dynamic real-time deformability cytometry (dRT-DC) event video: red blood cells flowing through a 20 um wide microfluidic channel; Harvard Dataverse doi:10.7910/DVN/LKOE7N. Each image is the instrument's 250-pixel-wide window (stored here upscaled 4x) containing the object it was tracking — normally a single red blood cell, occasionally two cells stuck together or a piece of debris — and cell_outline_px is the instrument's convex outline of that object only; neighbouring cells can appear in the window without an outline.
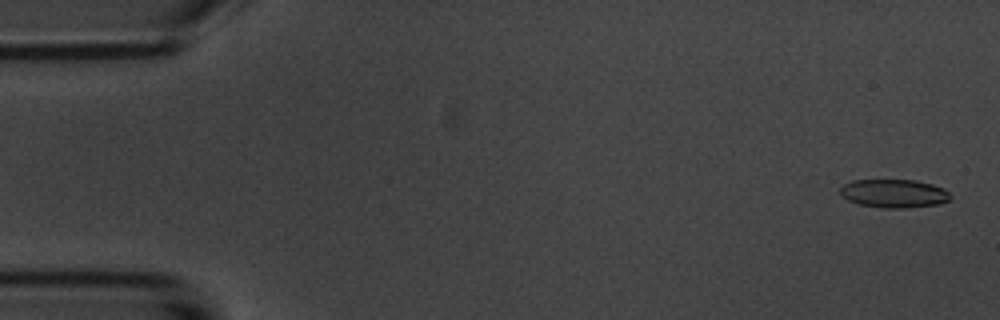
{"species": "common noctule bat (a hibernating species)", "species_latin": "Nyctalus noctula", "temperature_condition": "room temperature", "stored_images_in_passage": 4, "camera_frame_rate_fps": 3000, "um_per_image_px": 0.085, "animal": {"sex": "male", "body_mass_g": 20.1, "forearm_length_mm": 53.5}, "frame": {"image": 1, "passage_image": 1, "time_ms": 0.0, "image_size_px": [1000, 320], "cell_outline_px": [[948, 200], [940, 204], [904, 208], [884, 208], [860, 204], [848, 200], [840, 192], [840, 188], [844, 184], [852, 180], [916, 180], [932, 184], [944, 188], [948, 192]], "centroid_in_image_um": [75.98, 16.44], "position_along_channel_um": 9.0, "area_um2": 18.09}}
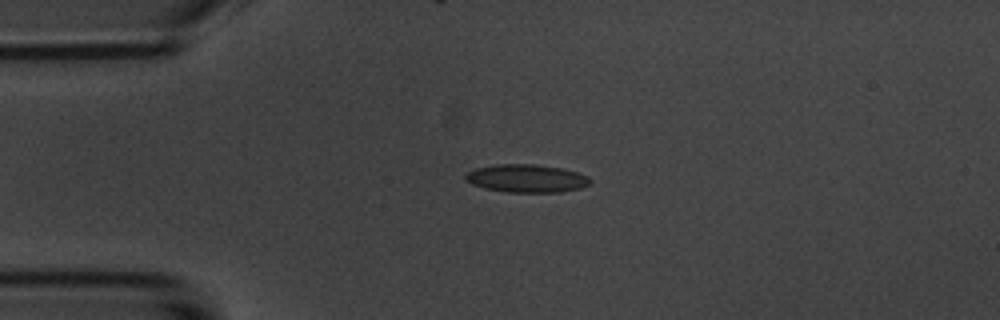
{"frame": {"image": 2, "passage_image": 4, "time_ms": 3.667, "image_size_px": [1000, 320], "cell_outline_px": [[592, 180], [588, 184], [580, 188], [560, 192], [508, 192], [484, 188], [472, 184], [464, 180], [464, 176], [468, 172], [476, 168], [496, 164], [532, 164], [564, 168], [588, 176]], "centroid_in_image_um": [44.74, 15.16], "position_along_channel_um": 40.3, "area_um2": 20.35}}